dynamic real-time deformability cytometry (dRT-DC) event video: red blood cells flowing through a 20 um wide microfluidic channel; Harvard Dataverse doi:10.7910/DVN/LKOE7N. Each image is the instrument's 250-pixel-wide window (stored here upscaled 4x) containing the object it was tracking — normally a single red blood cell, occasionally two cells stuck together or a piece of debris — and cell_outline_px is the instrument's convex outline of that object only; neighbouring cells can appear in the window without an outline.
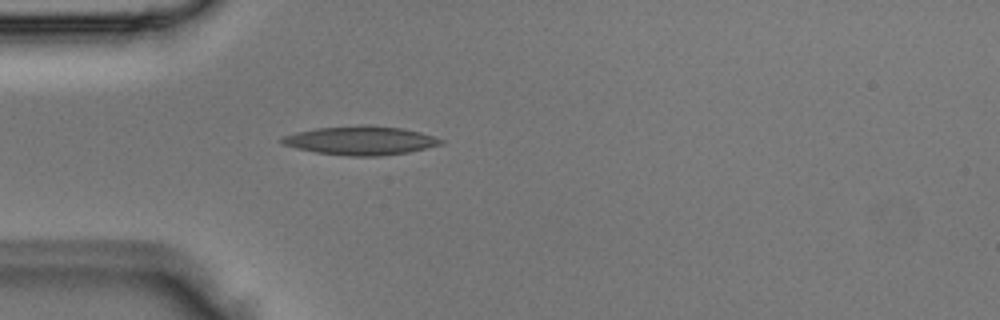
{"species": "Egyptian fruit bat (a non-hibernating species)", "species_latin": "Rousettus aegyptiacus", "temperature_condition": "room temperature", "stored_images_in_passage": 2, "camera_frame_rate_fps": 3000, "um_per_image_px": 0.085, "animal": {"sex": "male"}, "frame": {"image": 1, "passage_image": 2, "time_ms": 0.333, "image_size_px": [1000, 320], "cell_outline_px": [[444, 144], [408, 152], [380, 156], [348, 156], [316, 152], [296, 148], [284, 144], [280, 140], [280, 136], [296, 132], [316, 128], [400, 128], [420, 132], [444, 140]], "centroid_in_image_um": [30.64, 11.99], "position_along_channel_um": 54.4, "area_um2": 25.43}}